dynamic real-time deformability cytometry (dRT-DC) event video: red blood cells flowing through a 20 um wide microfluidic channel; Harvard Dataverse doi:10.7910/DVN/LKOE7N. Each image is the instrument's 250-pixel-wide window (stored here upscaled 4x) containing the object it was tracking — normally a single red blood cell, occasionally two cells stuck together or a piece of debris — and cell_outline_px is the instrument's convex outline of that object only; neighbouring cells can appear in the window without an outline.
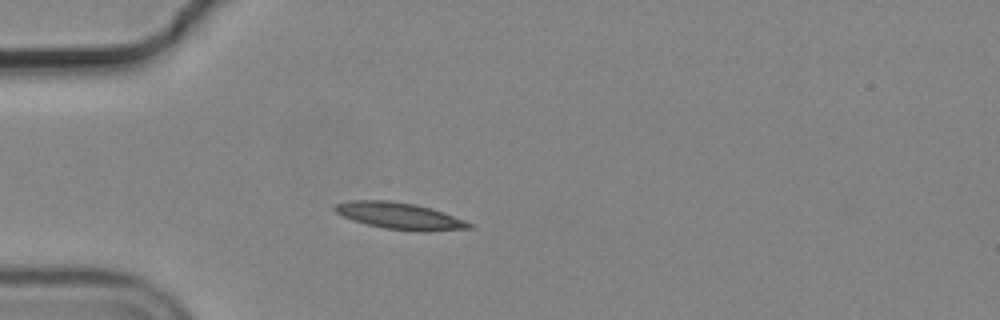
{"species": "common noctule bat (a hibernating species)", "species_latin": "Nyctalus noctula", "temperature_condition": "cold", "stored_images_in_passage": 41, "camera_frame_rate_fps": 3000, "um_per_image_px": 0.085, "animal": {"sex": "male", "body_mass_g": 19.2, "forearm_length_mm": 51.8}, "frame": {"image": 1, "passage_image": 1, "time_ms": 0.0, "image_size_px": [1000, 320], "cell_outline_px": [[476, 224], [472, 228], [424, 232], [420, 232], [384, 228], [352, 220], [336, 212], [332, 208], [336, 204], [352, 200], [388, 200], [416, 204], [432, 208], [444, 212]], "centroid_in_image_um": [34.04, 18.35], "position_along_channel_um": 51.0, "area_um2": 21.04}}
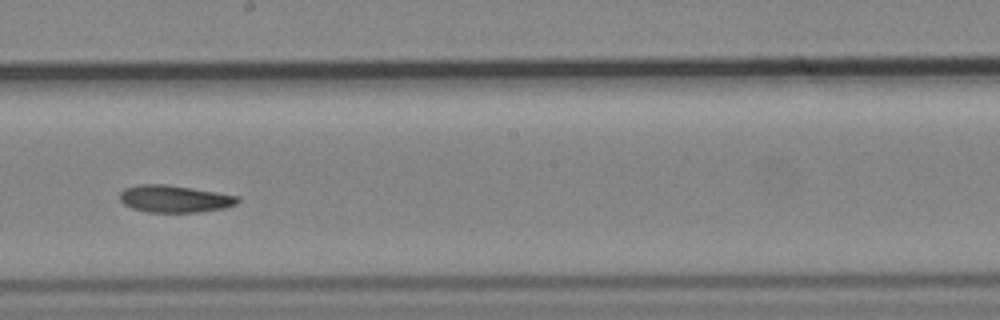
{"frame": {"image": 2, "passage_image": 17, "time_ms": 5.333, "image_size_px": [1000, 320], "cell_outline_px": [[240, 200], [236, 204], [224, 208], [200, 212], [148, 212], [132, 208], [124, 204], [120, 200], [120, 192], [124, 188], [136, 184], [164, 184], [216, 192], [240, 196]], "centroid_in_image_um": [14.82, 16.9], "position_along_channel_um": 233.4, "area_um2": 18.67}}
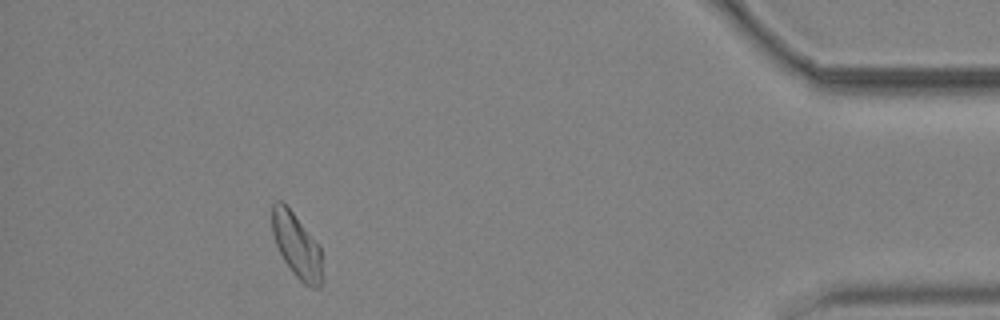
{"frame": {"image": 3, "passage_image": 36, "time_ms": 11.667, "image_size_px": [1000, 320], "cell_outline_px": [[324, 280], [320, 288], [312, 288], [304, 284], [292, 272], [284, 260], [276, 244], [272, 232], [272, 204], [276, 200], [280, 200], [292, 212], [320, 244]], "centroid_in_image_um": [25.27, 20.92], "position_along_channel_um": 409.9, "area_um2": 19.13}, "authors_computed_cell_mechanics": {"area_um2": 19.074, "velocity_mm_per_s": 3.6796, "shape_relaxation_time_tau1_ms": 6.2679, "shape_relaxation_time_tau2_ms": null, "deformation_change_tau1": 0.123, "deformation_change_tau2": null}}